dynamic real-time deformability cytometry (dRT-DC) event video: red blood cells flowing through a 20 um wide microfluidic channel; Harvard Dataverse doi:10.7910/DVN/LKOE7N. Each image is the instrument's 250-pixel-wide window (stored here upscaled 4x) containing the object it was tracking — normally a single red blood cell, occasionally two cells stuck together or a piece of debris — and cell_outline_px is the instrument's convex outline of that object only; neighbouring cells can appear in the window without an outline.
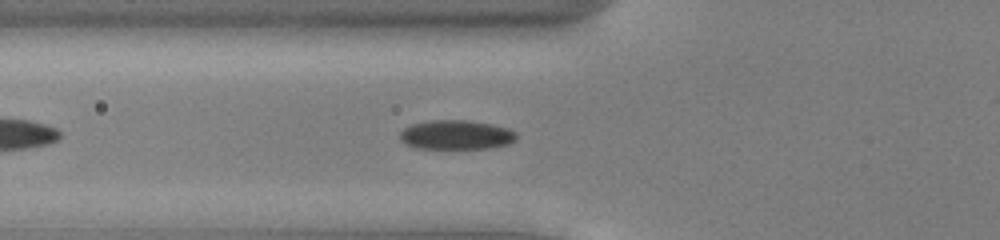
{"species": "common noctule bat (a hibernating species)", "species_latin": "Nyctalus noctula", "temperature_condition": "cold", "stored_images_in_passage": 38, "camera_frame_rate_fps": 3000, "um_per_image_px": 0.085, "animal": {"sex": "male", "body_mass_g": 13.0, "forearm_length_mm": 53.1}, "frame": {"image": 1, "passage_image": 7, "time_ms": 2.0, "image_size_px": [1000, 240], "cell_outline_px": [[516, 140], [508, 144], [492, 148], [412, 148], [404, 144], [400, 140], [400, 132], [404, 128], [412, 124], [432, 120], [468, 120], [492, 124], [508, 128], [516, 132]], "centroid_in_image_um": [38.77, 11.46], "position_along_channel_um": 87.0, "area_um2": 20.06}}
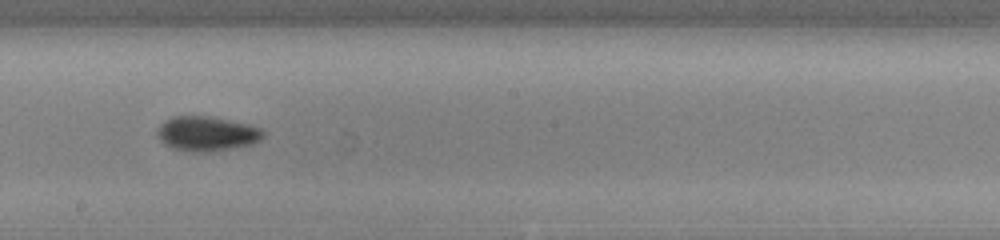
{"frame": {"image": 2, "passage_image": 18, "time_ms": 5.667, "image_size_px": [1000, 240], "cell_outline_px": [[264, 136], [260, 140], [252, 144], [236, 148], [216, 152], [192, 152], [172, 148], [164, 144], [160, 140], [156, 132], [160, 124], [164, 120], [172, 116], [208, 116], [248, 124], [260, 128], [264, 132]], "centroid_in_image_um": [17.57, 11.38], "position_along_channel_um": 230.6, "area_um2": 21.68}}
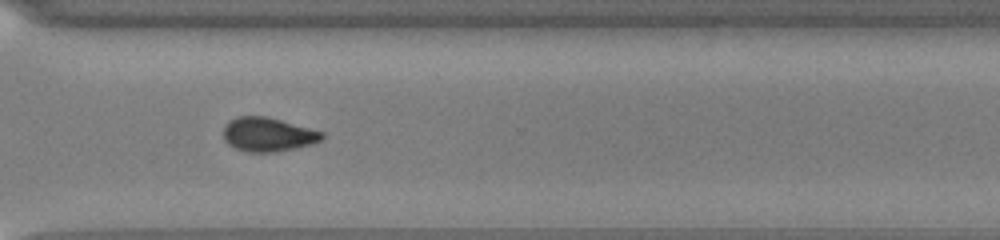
{"frame": {"image": 3, "passage_image": 27, "time_ms": 8.667, "image_size_px": [1000, 240], "cell_outline_px": [[324, 136], [320, 140], [312, 144], [276, 152], [248, 152], [236, 148], [228, 144], [224, 140], [224, 124], [228, 120], [236, 116], [264, 116], [280, 120], [324, 132]], "centroid_in_image_um": [22.74, 11.43], "position_along_channel_um": 347.9, "area_um2": 19.48}, "authors_computed_cell_mechanics": {"area_um2": 19.9699, "velocity_mm_per_s": 3.9131, "shape_relaxation_time_tau1_ms": 2.1466, "shape_relaxation_time_tau2_ms": null, "deformation_change_tau1": 0.0918, "deformation_change_tau2": null}}